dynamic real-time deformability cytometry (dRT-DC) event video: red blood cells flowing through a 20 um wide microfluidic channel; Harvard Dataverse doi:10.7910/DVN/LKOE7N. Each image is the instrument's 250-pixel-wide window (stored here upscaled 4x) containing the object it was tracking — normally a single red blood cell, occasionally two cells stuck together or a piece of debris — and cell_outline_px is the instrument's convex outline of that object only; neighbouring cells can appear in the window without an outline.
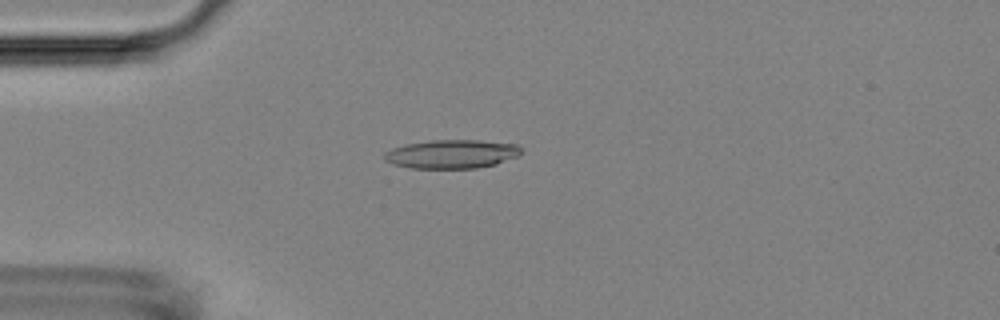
{"species": "Egyptian fruit bat (a non-hibernating species)", "species_latin": "Rousettus aegyptiacus", "temperature_condition": "room temperature", "stored_images_in_passage": 22, "camera_frame_rate_fps": 3000, "um_per_image_px": 0.085, "animal": {"sex": "female"}, "frame": {"image": 1, "passage_image": 7, "time_ms": 2.0, "image_size_px": [1000, 320], "cell_outline_px": [[520, 152], [516, 156], [496, 164], [476, 168], [412, 168], [392, 164], [384, 160], [384, 152], [392, 148], [404, 144], [432, 140], [480, 140], [516, 144], [520, 148]], "centroid_in_image_um": [38.34, 13.09], "position_along_channel_um": 46.7, "area_um2": 22.83}}
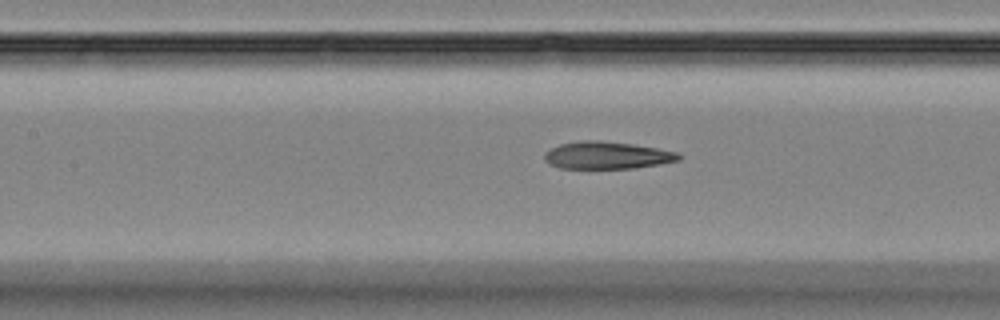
{"frame": {"image": 2, "passage_image": 17, "time_ms": 5.333, "image_size_px": [1000, 320], "cell_outline_px": [[680, 160], [660, 164], [636, 168], [560, 168], [544, 160], [544, 156], [552, 148], [560, 144], [580, 140], [600, 140], [632, 144], [656, 148], [676, 152], [680, 156]], "centroid_in_image_um": [51.6, 13.2], "position_along_channel_um": 155.8, "area_um2": 21.15}}
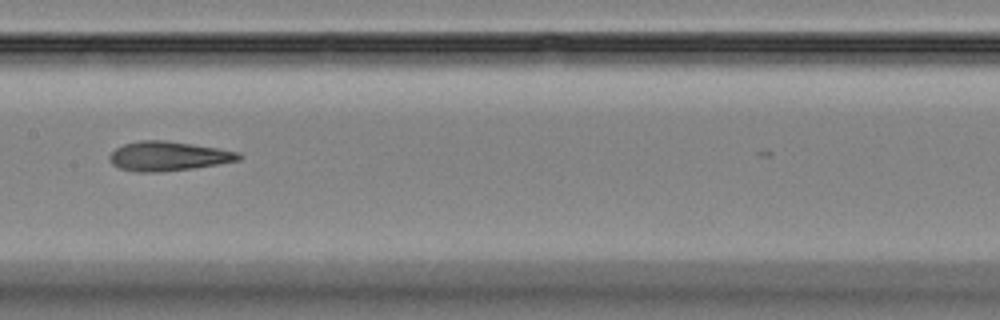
{"frame": {"image": 3, "passage_image": 20, "time_ms": 6.333, "image_size_px": [1000, 320], "cell_outline_px": [[240, 160], [192, 168], [160, 172], [136, 172], [120, 168], [112, 164], [108, 160], [108, 156], [116, 148], [124, 144], [140, 140], [164, 140], [192, 144], [240, 152]], "centroid_in_image_um": [14.25, 13.27], "position_along_channel_um": 193.2, "area_um2": 21.96}}